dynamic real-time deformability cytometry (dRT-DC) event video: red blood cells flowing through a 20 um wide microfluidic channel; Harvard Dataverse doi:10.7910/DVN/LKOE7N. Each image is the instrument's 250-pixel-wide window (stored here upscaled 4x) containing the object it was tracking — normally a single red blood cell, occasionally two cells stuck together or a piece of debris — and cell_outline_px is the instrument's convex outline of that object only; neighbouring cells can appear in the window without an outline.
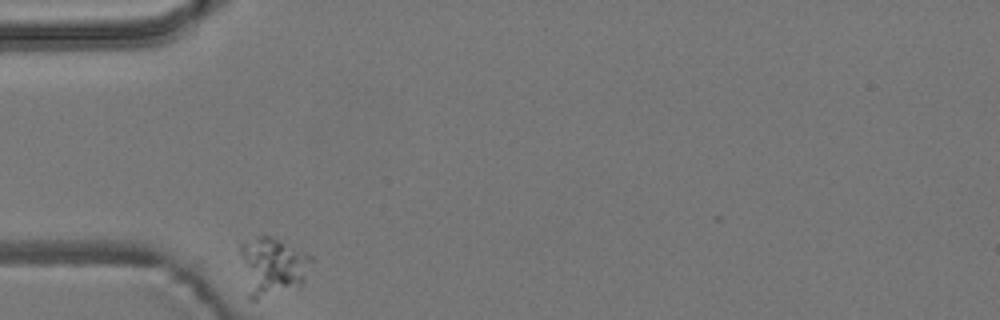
{"species": "common noctule bat (a hibernating species)", "species_latin": "Nyctalus noctula", "temperature_condition": "room temperature", "stored_images_in_passage": 34, "camera_frame_rate_fps": 3000, "um_per_image_px": 0.085, "animal": {"sex": "male", "body_mass_g": 19.2, "forearm_length_mm": 51.8}, "frame": {"image": 1, "passage_image": 1, "time_ms": 0.0, "image_size_px": [1000, 320], "cell_outline_px": [[312, 260], [300, 288], [256, 300], [248, 300], [240, 252], [240, 240], [264, 232], [312, 256]], "centroid_in_image_um": [23.1, 22.62], "position_along_channel_um": 61.9, "area_um2": 24.97}}
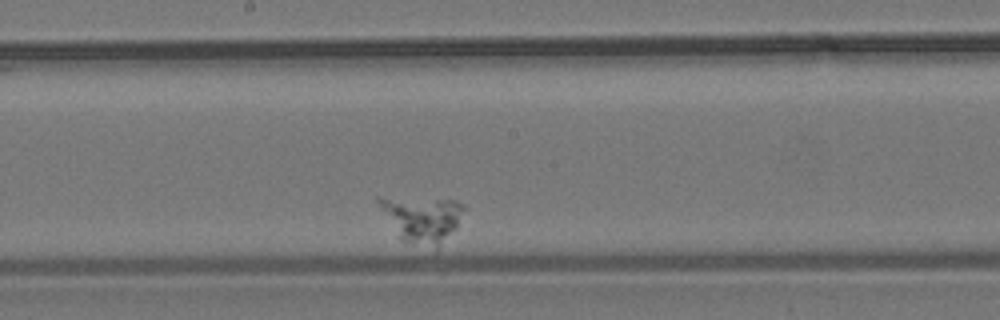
{"frame": {"image": 2, "passage_image": 18, "time_ms": 5.667, "image_size_px": [1000, 320], "cell_outline_px": [[468, 208], [456, 228], [436, 256], [400, 240], [376, 200], [376, 196], [380, 196], [456, 200], [464, 204]], "centroid_in_image_um": [35.95, 18.71], "position_along_channel_um": 212.3, "area_um2": 24.51}}
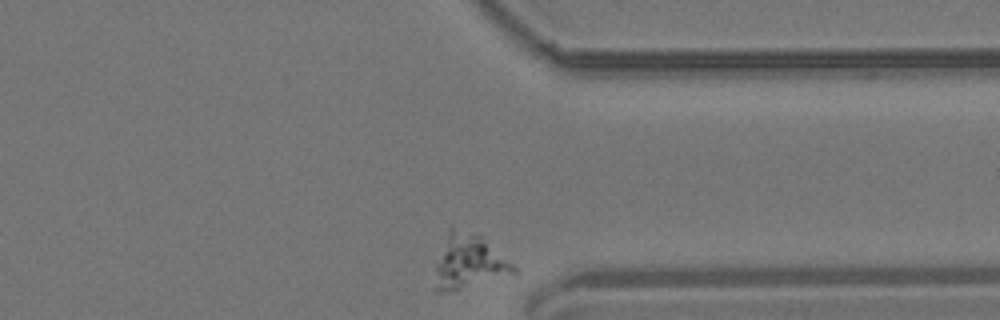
{"frame": {"image": 3, "passage_image": 34, "time_ms": 11.0, "image_size_px": [1000, 320], "cell_outline_px": [[516, 272], [448, 292], [436, 292], [432, 288], [436, 264], [448, 228], [452, 224], [484, 236], [516, 268]], "centroid_in_image_um": [39.77, 22.19], "position_along_channel_um": 371.6, "area_um2": 24.97}}